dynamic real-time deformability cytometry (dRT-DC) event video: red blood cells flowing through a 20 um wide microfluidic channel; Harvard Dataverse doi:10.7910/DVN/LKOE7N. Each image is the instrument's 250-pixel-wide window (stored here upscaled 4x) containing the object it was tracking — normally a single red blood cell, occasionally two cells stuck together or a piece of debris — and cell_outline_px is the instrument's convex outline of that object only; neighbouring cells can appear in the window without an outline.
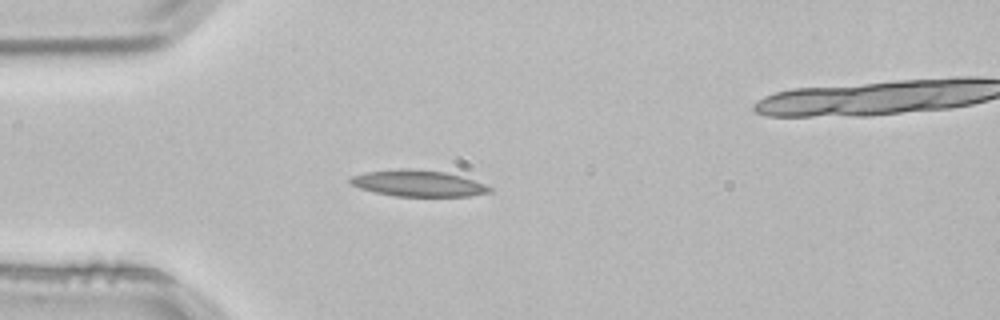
{"species": "common noctule bat (a hibernating species)", "species_latin": "Nyctalus noctula", "temperature_condition": "room temperature", "stored_images_in_passage": 3, "camera_frame_rate_fps": 3000, "um_per_image_px": 0.085, "animal": {"sex": "male", "body_mass_g": 21.5, "forearm_length_mm": 52.0}, "frame": {"image": 1, "passage_image": 2, "time_ms": 0.333, "image_size_px": [1000, 320], "cell_outline_px": [[492, 192], [468, 196], [396, 196], [376, 192], [360, 188], [352, 184], [348, 180], [352, 176], [364, 172], [400, 168], [408, 168], [444, 172], [460, 176], [484, 184], [492, 188]], "centroid_in_image_um": [35.52, 15.58], "position_along_channel_um": 49.5, "area_um2": 21.15}}